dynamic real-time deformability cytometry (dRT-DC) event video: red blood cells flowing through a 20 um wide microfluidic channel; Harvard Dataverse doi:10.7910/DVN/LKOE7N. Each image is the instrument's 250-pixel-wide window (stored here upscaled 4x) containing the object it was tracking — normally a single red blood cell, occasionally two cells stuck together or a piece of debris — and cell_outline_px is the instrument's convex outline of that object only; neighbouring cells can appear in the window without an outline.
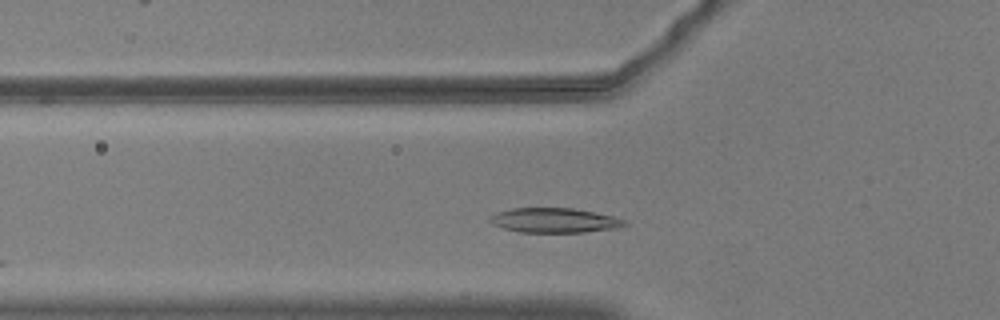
{"species": "common noctule bat (a hibernating species)", "species_latin": "Nyctalus noctula", "temperature_condition": "warm", "stored_images_in_passage": 12, "camera_frame_rate_fps": 3000, "um_per_image_px": 0.085, "animal": {"sex": "male", "body_mass_g": 20.5, "forearm_length_mm": 52.5}, "frame": {"image": 1, "passage_image": 4, "time_ms": 1.0, "image_size_px": [1000, 320], "cell_outline_px": [[628, 224], [616, 228], [584, 232], [520, 232], [504, 228], [492, 224], [488, 220], [488, 216], [496, 212], [512, 208], [572, 208], [612, 216], [624, 220]], "centroid_in_image_um": [47.06, 18.73], "position_along_channel_um": 78.7, "area_um2": 19.25}}
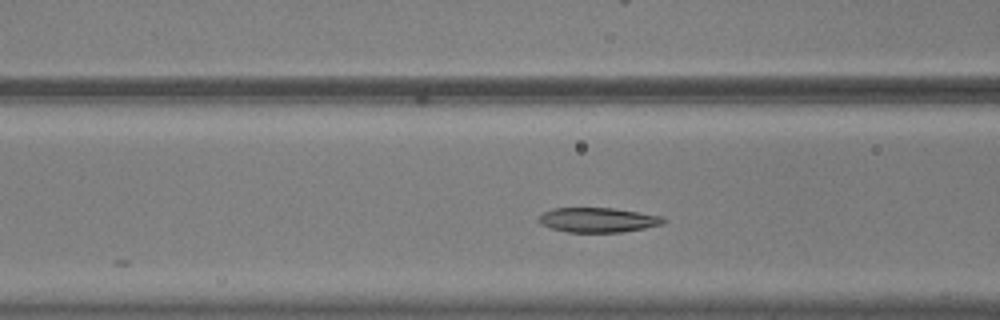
{"frame": {"image": 2, "passage_image": 7, "time_ms": 2.0, "image_size_px": [1000, 320], "cell_outline_px": [[668, 220], [664, 224], [644, 228], [620, 232], [568, 232], [552, 228], [540, 224], [536, 220], [544, 212], [552, 208], [616, 208], [660, 216]], "centroid_in_image_um": [50.82, 18.69], "position_along_channel_um": 115.8, "area_um2": 17.92}}
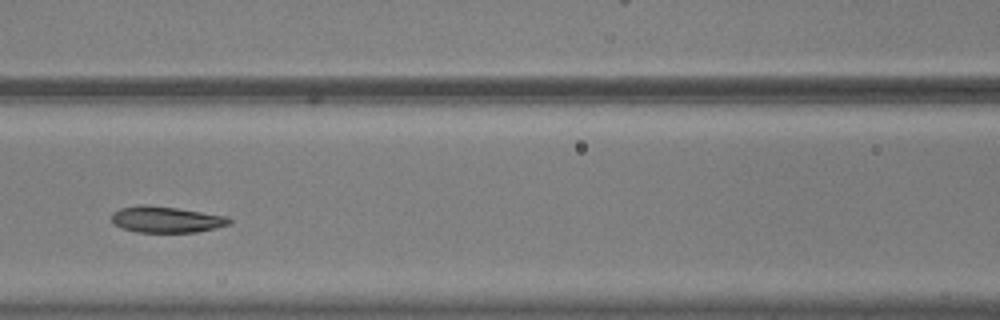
{"frame": {"image": 3, "passage_image": 10, "time_ms": 3.0, "image_size_px": [1000, 320], "cell_outline_px": [[232, 220], [228, 224], [216, 228], [196, 232], [136, 232], [112, 224], [112, 212], [120, 208], [144, 204], [176, 208], [228, 216]], "centroid_in_image_um": [14.11, 18.65], "position_along_channel_um": 152.5, "area_um2": 17.92}}